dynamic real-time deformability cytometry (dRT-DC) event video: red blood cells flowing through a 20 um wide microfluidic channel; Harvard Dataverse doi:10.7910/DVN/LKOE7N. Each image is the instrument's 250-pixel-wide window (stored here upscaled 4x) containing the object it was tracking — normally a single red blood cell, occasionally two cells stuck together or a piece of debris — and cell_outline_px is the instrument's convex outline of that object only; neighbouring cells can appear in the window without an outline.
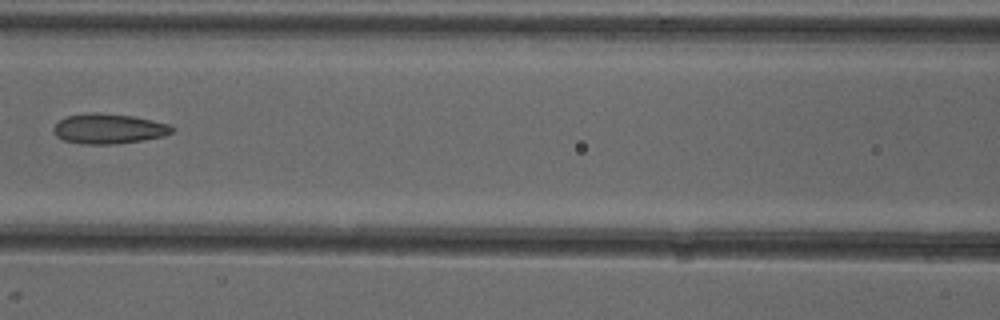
{"species": "common noctule bat (a hibernating species)", "species_latin": "Nyctalus noctula", "temperature_condition": "cold", "stored_images_in_passage": 7, "camera_frame_rate_fps": 3000, "um_per_image_px": 0.085, "animal": {"sex": "female"}, "frame": {"image": 1, "passage_image": 7, "time_ms": 7.0, "image_size_px": [1000, 320], "cell_outline_px": [[176, 128], [172, 132], [164, 136], [144, 140], [116, 144], [84, 144], [64, 140], [56, 136], [52, 128], [60, 120], [68, 116], [88, 112], [96, 112], [132, 116], [152, 120], [168, 124]], "centroid_in_image_um": [9.25, 10.94], "position_along_channel_um": 157.3, "area_um2": 20.75}}